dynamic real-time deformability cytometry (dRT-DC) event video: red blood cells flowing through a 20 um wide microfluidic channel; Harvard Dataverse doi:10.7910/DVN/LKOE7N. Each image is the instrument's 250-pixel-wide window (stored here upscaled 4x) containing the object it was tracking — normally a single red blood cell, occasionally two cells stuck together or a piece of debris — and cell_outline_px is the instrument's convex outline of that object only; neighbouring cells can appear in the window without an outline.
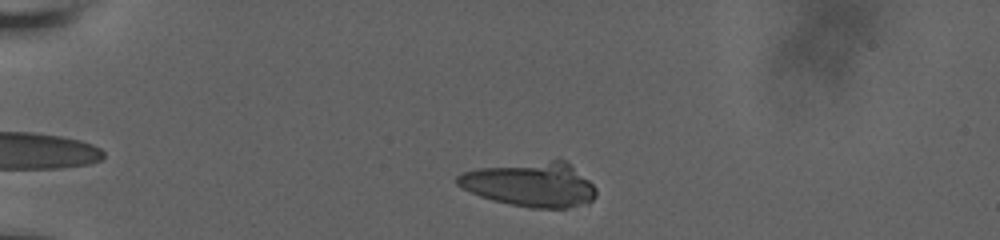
{"species": "human", "species_latin": "Homo sapiens", "temperature_condition": "room temperature", "stored_images_in_passage": 48, "camera_frame_rate_fps": 3000, "um_per_image_px": 0.085, "donor": {"sex": "male"}, "frame": {"image": 1, "passage_image": 4, "time_ms": 1.0, "image_size_px": [1000, 240], "cell_outline_px": [[596, 196], [588, 204], [564, 208], [528, 208], [492, 200], [480, 196], [456, 184], [456, 176], [460, 172], [480, 168], [552, 160], [564, 160], [588, 180], [596, 188]], "centroid_in_image_um": [45.1, 15.7], "position_along_channel_um": 39.9, "area_um2": 35.66}}
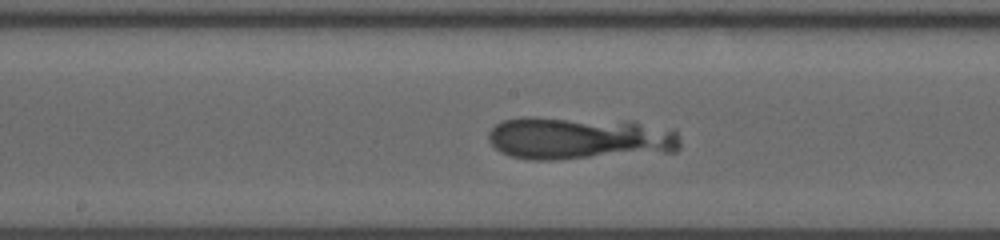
{"frame": {"image": 2, "passage_image": 22, "time_ms": 7.0, "image_size_px": [1000, 240], "cell_outline_px": [[680, 148], [676, 152], [552, 160], [532, 160], [512, 156], [500, 152], [488, 140], [488, 132], [496, 124], [504, 120], [524, 116], [536, 116], [632, 120], [676, 128], [680, 140]], "centroid_in_image_um": [49.33, 11.72], "position_along_channel_um": 198.9, "area_um2": 49.36}}
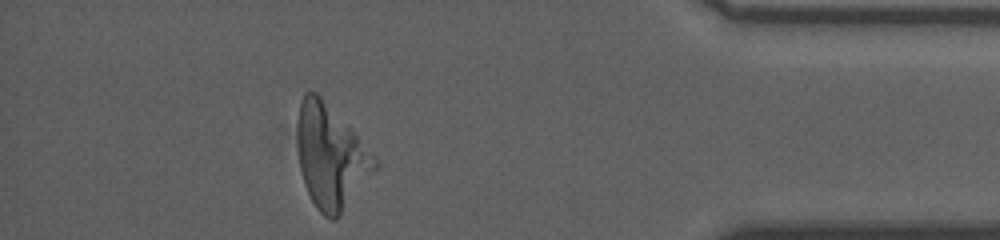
{"frame": {"image": 3, "passage_image": 42, "time_ms": 13.667, "image_size_px": [1000, 240], "cell_outline_px": [[380, 168], [340, 216], [336, 220], [332, 220], [324, 216], [316, 208], [304, 184], [300, 168], [296, 144], [296, 124], [300, 100], [304, 92], [316, 92], [356, 132], [380, 164]], "centroid_in_image_um": [28.13, 13.33], "position_along_channel_um": 407.1, "area_um2": 47.57}}